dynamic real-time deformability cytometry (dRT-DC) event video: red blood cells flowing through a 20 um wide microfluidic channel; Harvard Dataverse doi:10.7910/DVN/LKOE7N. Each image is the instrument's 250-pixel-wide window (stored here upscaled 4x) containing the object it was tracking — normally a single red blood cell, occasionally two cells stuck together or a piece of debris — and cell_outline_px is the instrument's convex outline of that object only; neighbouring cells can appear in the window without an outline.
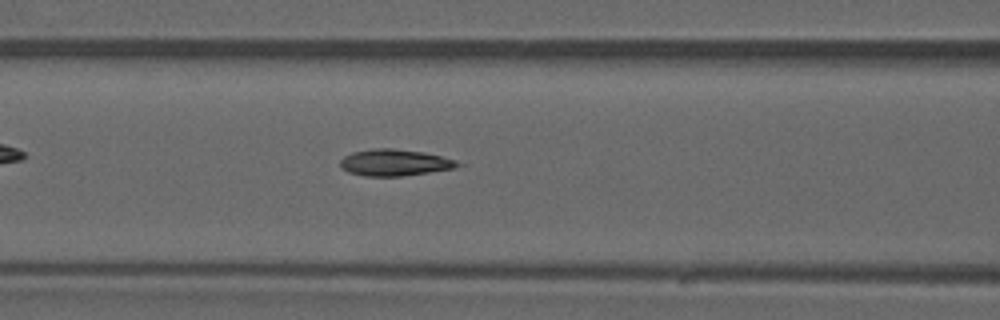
{"species": "common noctule bat (a hibernating species)", "species_latin": "Nyctalus noctula", "temperature_condition": "warm", "stored_images_in_passage": 31, "camera_frame_rate_fps": 3000, "um_per_image_px": 0.085, "animal": {"sex": "male", "forearm_length_mm": 52.5}, "frame": {"image": 1, "passage_image": 5, "time_ms": 1.333, "image_size_px": [1000, 320], "cell_outline_px": [[468, 164], [456, 168], [404, 176], [364, 176], [348, 172], [340, 168], [340, 160], [344, 156], [352, 152], [372, 148], [392, 148], [424, 152], [456, 160]], "centroid_in_image_um": [33.58, 13.82], "position_along_channel_um": 133.0, "area_um2": 18.5}}